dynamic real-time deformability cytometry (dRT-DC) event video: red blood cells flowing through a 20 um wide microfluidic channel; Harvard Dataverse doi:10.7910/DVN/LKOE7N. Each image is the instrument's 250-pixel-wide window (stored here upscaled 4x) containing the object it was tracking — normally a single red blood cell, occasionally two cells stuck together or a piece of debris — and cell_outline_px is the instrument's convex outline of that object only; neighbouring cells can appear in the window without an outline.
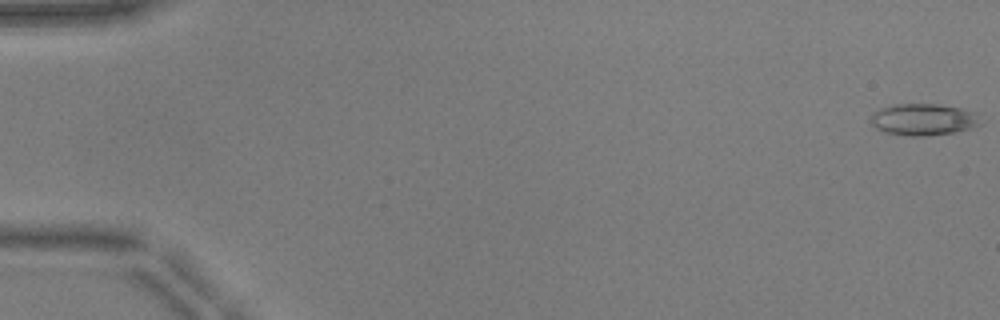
{"species": "common noctule bat (a hibernating species)", "species_latin": "Nyctalus noctula", "temperature_condition": "warm", "stored_images_in_passage": 50, "camera_frame_rate_fps": 3000, "um_per_image_px": 0.085, "animal": {"sex": "male", "body_mass_g": 17.9, "forearm_length_mm": 54.2}, "frame": {"image": 1, "passage_image": 1, "time_ms": 0.0, "image_size_px": [1000, 320], "cell_outline_px": [[984, 124], [976, 128], [956, 132], [924, 136], [912, 136], [888, 132], [876, 128], [872, 124], [872, 116], [880, 108], [892, 104], [936, 104], [960, 108], [976, 112]], "centroid_in_image_um": [78.59, 10.16], "position_along_channel_um": 6.4, "area_um2": 20.35}}
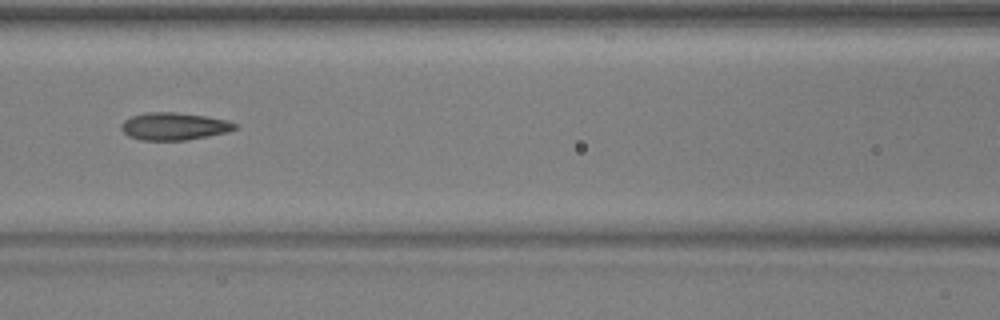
{"frame": {"image": 2, "passage_image": 24, "time_ms": 7.667, "image_size_px": [1000, 320], "cell_outline_px": [[236, 128], [228, 132], [208, 136], [184, 140], [140, 140], [128, 136], [120, 128], [120, 124], [124, 120], [132, 116], [148, 112], [176, 112], [204, 116], [224, 120], [236, 124]], "centroid_in_image_um": [14.74, 10.74], "position_along_channel_um": 151.9, "area_um2": 18.03}}
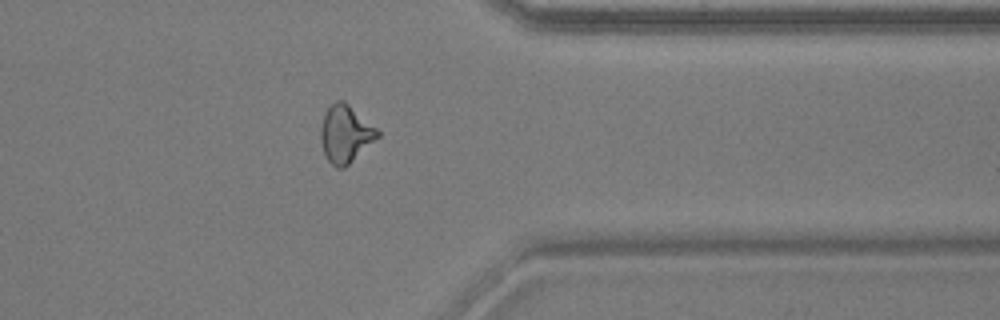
{"frame": {"image": 3, "passage_image": 42, "time_ms": 13.667, "image_size_px": [1000, 320], "cell_outline_px": [[380, 136], [344, 168], [336, 168], [324, 156], [320, 140], [320, 128], [324, 112], [336, 100], [344, 100], [376, 128], [380, 132]], "centroid_in_image_um": [29.33, 11.39], "position_along_channel_um": 382.1, "area_um2": 19.02}, "authors_computed_cell_mechanics": {"area_um2": 18.8717, "velocity_mm_per_s": 3.9628, "shape_relaxation_time_tau1_ms": null, "shape_relaxation_time_tau2_ms": 2.1411, "deformation_change_tau1": null, "deformation_change_tau2": 0.1035}}